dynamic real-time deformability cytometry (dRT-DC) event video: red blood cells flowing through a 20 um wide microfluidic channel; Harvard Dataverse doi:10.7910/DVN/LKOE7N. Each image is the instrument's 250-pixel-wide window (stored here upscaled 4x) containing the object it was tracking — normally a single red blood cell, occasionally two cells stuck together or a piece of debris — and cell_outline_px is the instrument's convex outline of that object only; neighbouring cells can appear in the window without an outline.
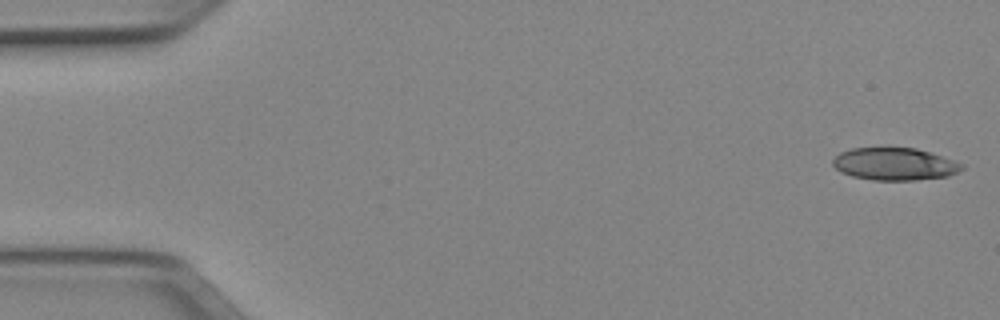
{"species": "Egyptian fruit bat (a non-hibernating species)", "species_latin": "Rousettus aegyptiacus", "temperature_condition": "cold", "stored_images_in_passage": 50, "camera_frame_rate_fps": 3000, "um_per_image_px": 0.085, "animal": {"sex": "female"}, "frame": {"image": 1, "passage_image": 1, "time_ms": 0.0, "image_size_px": [1000, 320], "cell_outline_px": [[964, 168], [960, 172], [948, 176], [916, 180], [872, 180], [852, 176], [840, 172], [832, 164], [832, 160], [840, 152], [852, 148], [916, 148], [964, 164]], "centroid_in_image_um": [76.03, 13.95], "position_along_channel_um": 9.0, "area_um2": 24.33}}
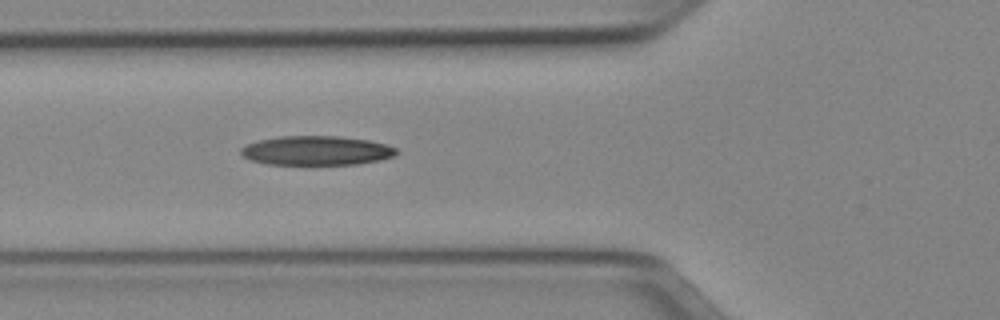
{"frame": {"image": 2, "passage_image": 18, "time_ms": 5.667, "image_size_px": [1000, 320], "cell_outline_px": [[400, 152], [392, 156], [380, 160], [356, 164], [264, 164], [252, 160], [244, 156], [240, 152], [240, 148], [248, 144], [260, 140], [280, 136], [340, 136], [368, 140], [388, 144], [396, 148]], "centroid_in_image_um": [26.93, 12.79], "position_along_channel_um": 98.9, "area_um2": 26.47}}
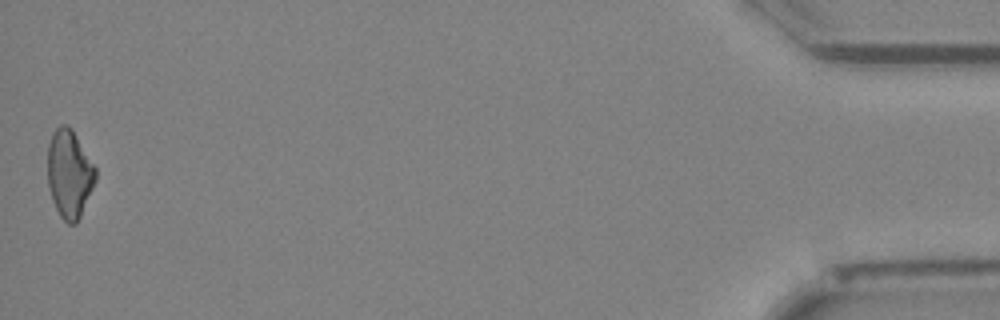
{"frame": {"image": 3, "passage_image": 50, "time_ms": 16.333, "image_size_px": [1000, 320], "cell_outline_px": [[96, 180], [80, 216], [76, 224], [68, 224], [60, 216], [52, 200], [48, 184], [48, 144], [52, 132], [60, 124], [68, 124], [72, 128], [96, 168]], "centroid_in_image_um": [5.89, 14.74], "position_along_channel_um": 429.3, "area_um2": 24.62}}